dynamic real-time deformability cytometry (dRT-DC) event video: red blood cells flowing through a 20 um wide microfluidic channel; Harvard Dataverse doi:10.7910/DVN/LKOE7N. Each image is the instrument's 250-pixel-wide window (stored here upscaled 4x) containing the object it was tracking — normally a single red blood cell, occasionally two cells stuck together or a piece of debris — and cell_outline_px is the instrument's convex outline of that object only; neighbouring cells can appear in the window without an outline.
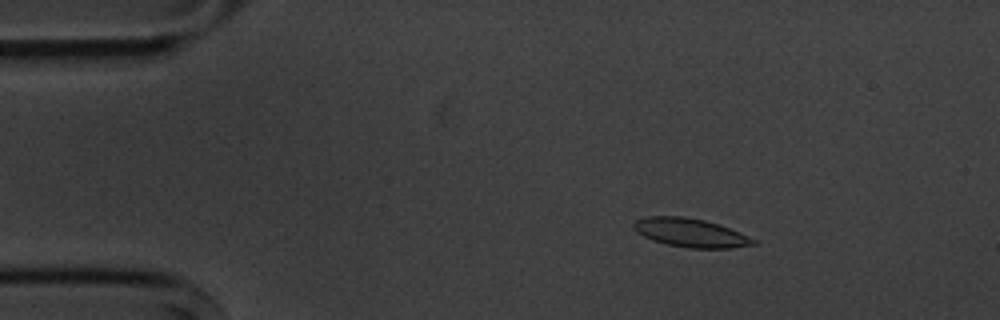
{"species": "common noctule bat (a hibernating species)", "species_latin": "Nyctalus noctula", "temperature_condition": "cold", "stored_images_in_passage": 5, "camera_frame_rate_fps": 3000, "um_per_image_px": 0.085, "animal": {"sex": "male", "body_mass_g": 20.1, "forearm_length_mm": 53.5}, "frame": {"image": 1, "passage_image": 3, "time_ms": 2.0, "image_size_px": [1000, 320], "cell_outline_px": [[756, 244], [732, 248], [688, 248], [668, 244], [652, 240], [636, 232], [632, 224], [636, 220], [644, 216], [684, 216], [704, 220], [740, 232], [756, 240]], "centroid_in_image_um": [58.67, 19.78], "position_along_channel_um": 26.3, "area_um2": 19.88}}